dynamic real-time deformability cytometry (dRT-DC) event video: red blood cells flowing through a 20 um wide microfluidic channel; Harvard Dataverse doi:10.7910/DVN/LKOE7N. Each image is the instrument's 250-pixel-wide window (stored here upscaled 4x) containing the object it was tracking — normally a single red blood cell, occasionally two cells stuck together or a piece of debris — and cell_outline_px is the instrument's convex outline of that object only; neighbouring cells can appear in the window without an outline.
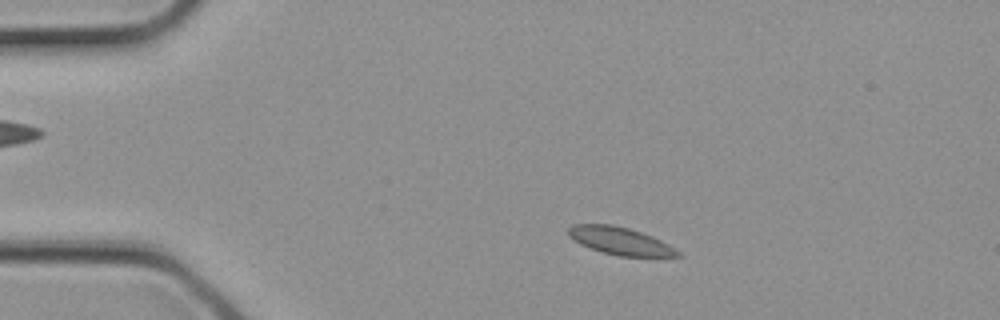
{"species": "common noctule bat (a hibernating species)", "species_latin": "Nyctalus noctula", "temperature_condition": "cold", "stored_images_in_passage": 2, "camera_frame_rate_fps": 3000, "um_per_image_px": 0.085, "animal": {"sex": "female", "body_mass_g": 21.9}, "frame": {"image": 1, "passage_image": 1, "time_ms": 0.0, "image_size_px": [1000, 320], "cell_outline_px": [[684, 256], [620, 256], [604, 252], [580, 244], [568, 236], [568, 228], [572, 224], [612, 224], [628, 228], [652, 236], [668, 244], [680, 252]], "centroid_in_image_um": [52.7, 20.47], "position_along_channel_um": 32.3, "area_um2": 17.34}}
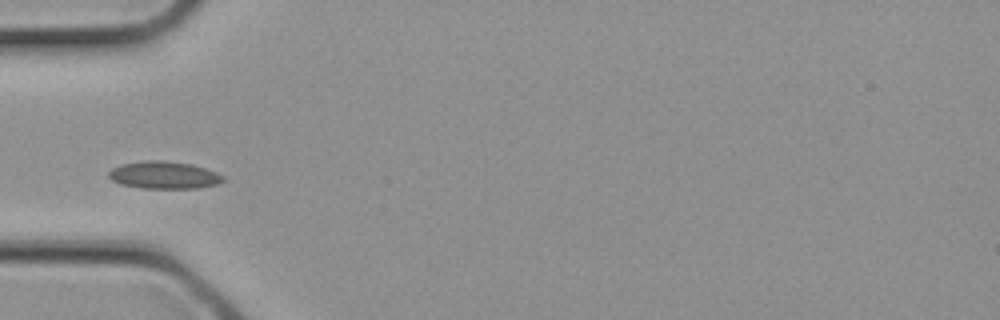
{"frame": {"image": 2, "passage_image": 2, "time_ms": 0.333, "image_size_px": [1000, 320], "cell_outline_px": [[224, 180], [216, 184], [196, 188], [140, 188], [120, 184], [112, 180], [108, 176], [108, 172], [112, 168], [120, 164], [144, 160], [164, 160], [192, 164], [216, 172], [224, 176]], "centroid_in_image_um": [13.9, 14.87], "position_along_channel_um": 71.1, "area_um2": 18.32}}